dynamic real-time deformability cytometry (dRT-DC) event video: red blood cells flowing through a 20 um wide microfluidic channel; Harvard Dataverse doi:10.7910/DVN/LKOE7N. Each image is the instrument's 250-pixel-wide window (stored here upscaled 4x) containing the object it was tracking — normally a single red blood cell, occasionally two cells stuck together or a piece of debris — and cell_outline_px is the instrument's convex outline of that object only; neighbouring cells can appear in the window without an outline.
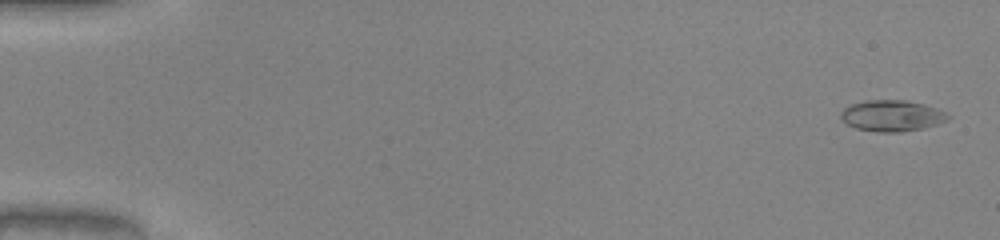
{"species": "common noctule bat (a hibernating species)", "species_latin": "Nyctalus noctula", "temperature_condition": "warm", "stored_images_in_passage": 50, "camera_frame_rate_fps": 3000, "um_per_image_px": 0.085, "animal": {"sex": "male", "body_mass_g": 20.0, "forearm_length_mm": 53.3}, "frame": {"image": 1, "passage_image": 1, "time_ms": 0.0, "image_size_px": [1000, 240], "cell_outline_px": [[952, 116], [948, 120], [924, 128], [900, 132], [876, 132], [856, 128], [848, 124], [840, 116], [840, 112], [844, 108], [852, 104], [864, 100], [908, 100], [924, 104], [936, 108]], "centroid_in_image_um": [75.82, 9.83], "position_along_channel_um": 9.2, "area_um2": 19.48}}
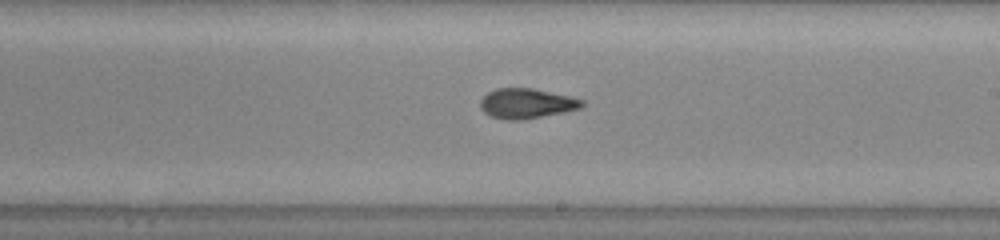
{"frame": {"image": 2, "passage_image": 30, "time_ms": 9.667, "image_size_px": [1000, 240], "cell_outline_px": [[584, 104], [580, 108], [564, 112], [520, 120], [504, 120], [492, 116], [484, 112], [480, 108], [480, 100], [488, 92], [496, 88], [532, 88], [568, 96], [584, 100]], "centroid_in_image_um": [44.73, 8.79], "position_along_channel_um": 244.3, "area_um2": 17.63}}
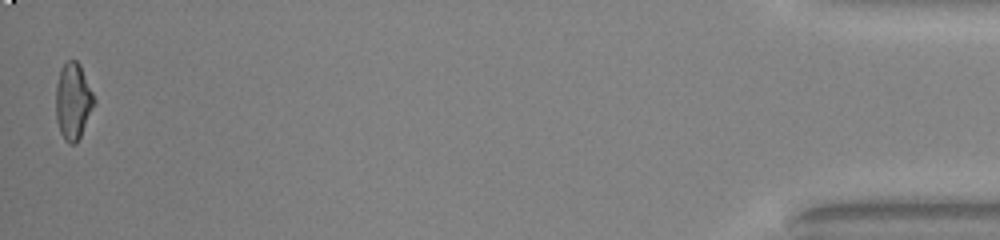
{"frame": {"image": 3, "passage_image": 50, "time_ms": 16.333, "image_size_px": [1000, 240], "cell_outline_px": [[96, 104], [76, 144], [68, 144], [64, 140], [60, 132], [56, 120], [56, 84], [60, 68], [68, 60], [76, 60], [80, 64], [96, 100]], "centroid_in_image_um": [6.22, 8.61], "position_along_channel_um": 429.0, "area_um2": 17.28}, "authors_computed_cell_mechanics": {"area_um2": 17.7735, "velocity_mm_per_s": 4.1039, "shape_relaxation_time_tau1_ms": 5.8645, "shape_relaxation_time_tau2_ms": 2.0846, "deformation_change_tau1": 0.211, "deformation_change_tau2": 0.0955}}